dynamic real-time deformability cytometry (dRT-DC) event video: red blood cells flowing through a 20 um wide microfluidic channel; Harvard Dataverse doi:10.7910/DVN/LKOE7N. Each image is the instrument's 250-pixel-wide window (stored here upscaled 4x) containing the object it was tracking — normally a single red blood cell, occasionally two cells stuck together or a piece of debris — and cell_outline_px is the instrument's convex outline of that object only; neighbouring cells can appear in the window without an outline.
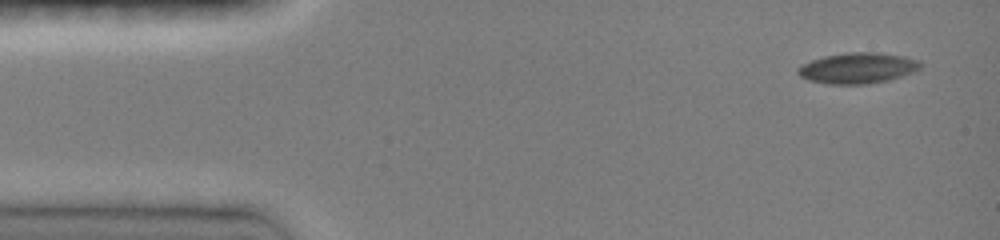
{"species": "common noctule bat (a hibernating species)", "species_latin": "Nyctalus noctula", "temperature_condition": "room temperature", "stored_images_in_passage": 19, "camera_frame_rate_fps": 3000, "um_per_image_px": 0.085, "animal": {"sex": "female", "body_mass_g": 19.0, "forearm_length_mm": 51.5}, "frame": {"image": 1, "passage_image": 1, "time_ms": 0.0, "image_size_px": [1000, 240], "cell_outline_px": [[924, 64], [920, 68], [912, 72], [888, 80], [868, 84], [828, 84], [808, 80], [800, 76], [796, 72], [796, 68], [800, 64], [824, 56], [848, 52], [880, 52], [904, 56], [920, 60]], "centroid_in_image_um": [72.89, 5.78], "position_along_channel_um": 12.1, "area_um2": 22.2}}
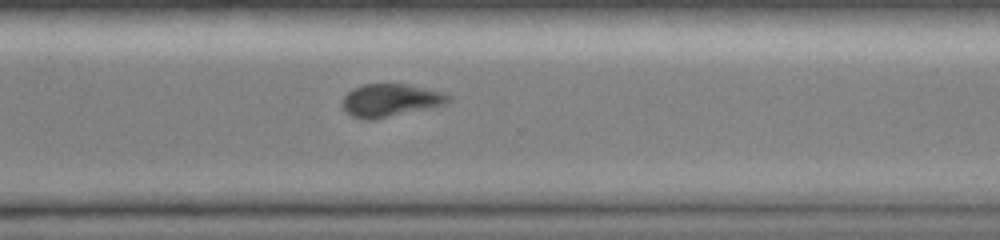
{"frame": {"image": 2, "passage_image": 14, "time_ms": 10.333, "image_size_px": [1000, 240], "cell_outline_px": [[452, 100], [444, 104], [384, 116], [352, 116], [344, 108], [344, 96], [352, 88], [364, 84], [408, 84], [444, 92], [452, 96]], "centroid_in_image_um": [33.25, 8.44], "position_along_channel_um": 337.3, "area_um2": 19.07}}
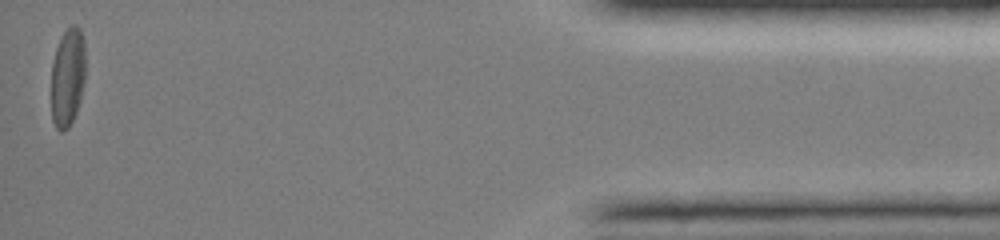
{"frame": {"image": 3, "passage_image": 19, "time_ms": 14.333, "image_size_px": [1000, 240], "cell_outline_px": [[84, 84], [80, 100], [76, 112], [68, 128], [60, 132], [56, 128], [52, 120], [52, 60], [60, 36], [72, 24], [76, 24], [80, 28], [84, 40]], "centroid_in_image_um": [5.74, 6.53], "position_along_channel_um": 429.5, "area_um2": 19.71}, "authors_computed_cell_mechanics": {"area_um2": 21.1548, "velocity_mm_per_s": 4.1061, "shape_relaxation_time_tau1_ms": 4.9329, "shape_relaxation_time_tau2_ms": null, "deformation_change_tau1": 0.1298, "deformation_change_tau2": null}}